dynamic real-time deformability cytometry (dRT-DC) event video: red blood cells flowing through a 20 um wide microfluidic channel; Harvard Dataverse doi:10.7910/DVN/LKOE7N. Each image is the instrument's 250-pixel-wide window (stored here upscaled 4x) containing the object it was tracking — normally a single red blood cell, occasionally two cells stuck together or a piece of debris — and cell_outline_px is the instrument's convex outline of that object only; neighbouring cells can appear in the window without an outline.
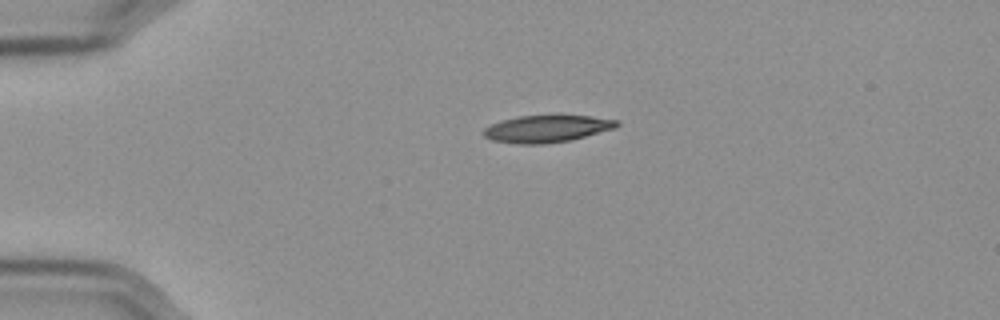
{"species": "Egyptian fruit bat (a non-hibernating species)", "species_latin": "Rousettus aegyptiacus", "temperature_condition": "cold", "stored_images_in_passage": 45, "camera_frame_rate_fps": 3000, "um_per_image_px": 0.085, "frame": {"image": 1, "passage_image": 1, "time_ms": 0.0, "image_size_px": [1000, 320], "cell_outline_px": [[620, 124], [616, 128], [572, 140], [544, 144], [516, 144], [492, 140], [484, 136], [484, 128], [500, 120], [520, 116], [592, 116], [620, 120]], "centroid_in_image_um": [46.52, 10.95], "position_along_channel_um": 38.5, "area_um2": 21.1}}
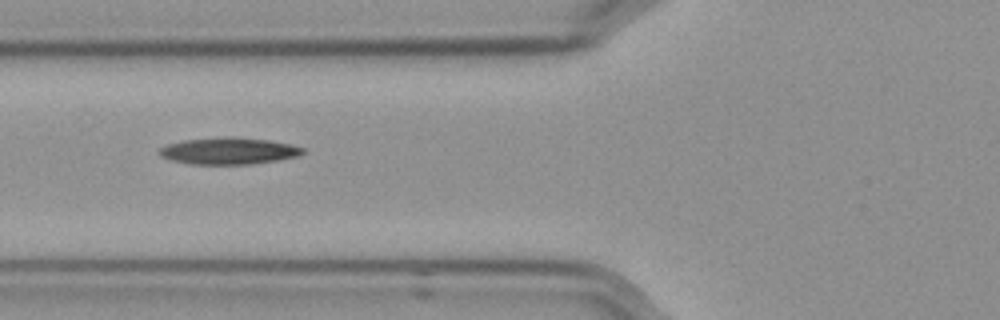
{"frame": {"image": 2, "passage_image": 10, "time_ms": 3.0, "image_size_px": [1000, 320], "cell_outline_px": [[304, 152], [296, 156], [276, 160], [252, 164], [192, 164], [172, 160], [160, 156], [156, 152], [160, 148], [168, 144], [184, 140], [228, 136], [232, 136], [268, 140], [288, 144], [304, 148]], "centroid_in_image_um": [19.39, 12.82], "position_along_channel_um": 106.4, "area_um2": 22.2}}
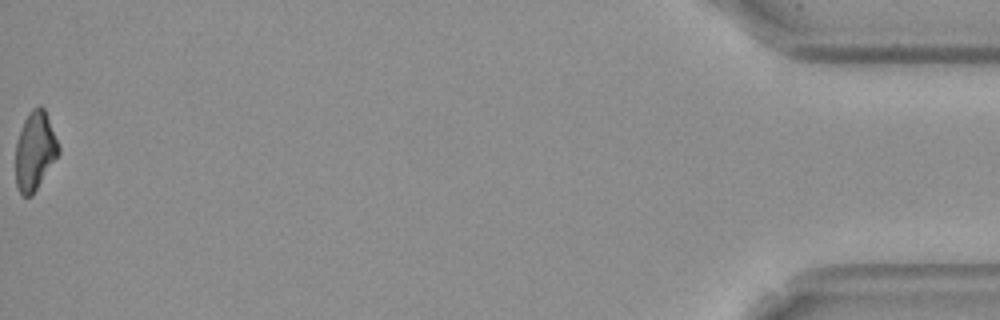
{"frame": {"image": 3, "passage_image": 45, "time_ms": 14.667, "image_size_px": [1000, 320], "cell_outline_px": [[60, 152], [32, 196], [20, 196], [16, 188], [16, 140], [20, 128], [28, 112], [32, 108], [40, 104], [44, 108], [60, 148]], "centroid_in_image_um": [2.94, 12.83], "position_along_channel_um": 432.3, "area_um2": 19.77}}